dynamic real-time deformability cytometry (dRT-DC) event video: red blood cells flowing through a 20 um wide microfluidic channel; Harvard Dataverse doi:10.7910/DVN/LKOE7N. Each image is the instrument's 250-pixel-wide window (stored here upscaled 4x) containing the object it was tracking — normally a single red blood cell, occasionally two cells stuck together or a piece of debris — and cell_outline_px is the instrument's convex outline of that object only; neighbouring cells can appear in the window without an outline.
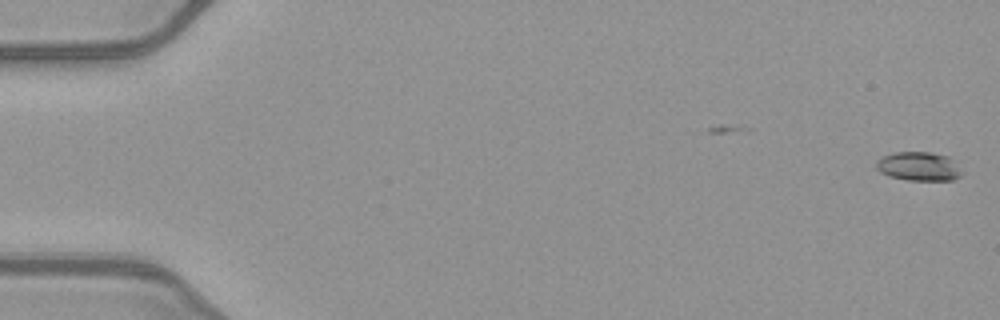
{"species": "common noctule bat (a hibernating species)", "species_latin": "Nyctalus noctula", "temperature_condition": "warm", "stored_images_in_passage": 2, "camera_frame_rate_fps": 3000, "um_per_image_px": 0.085, "animal": {"sex": "female", "body_mass_g": 21.9}, "frame": {"image": 1, "passage_image": 2, "time_ms": 0.333, "image_size_px": [1000, 320], "cell_outline_px": [[964, 172], [960, 176], [952, 180], [908, 180], [888, 176], [880, 172], [876, 168], [876, 160], [884, 156], [896, 152], [928, 152], [948, 156]], "centroid_in_image_um": [78.09, 14.15], "position_along_channel_um": 6.9, "area_um2": 14.39}}